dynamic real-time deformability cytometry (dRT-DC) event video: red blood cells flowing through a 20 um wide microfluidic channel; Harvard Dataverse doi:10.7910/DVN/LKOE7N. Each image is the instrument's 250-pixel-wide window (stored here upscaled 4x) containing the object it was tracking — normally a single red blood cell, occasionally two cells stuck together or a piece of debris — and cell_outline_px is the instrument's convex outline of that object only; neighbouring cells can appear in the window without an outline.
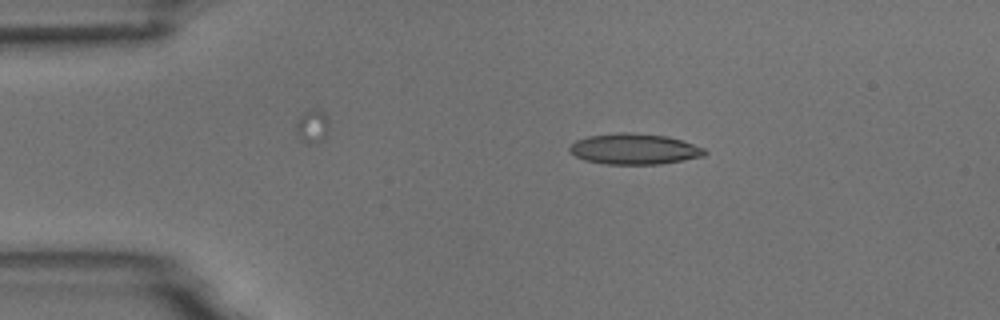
{"species": "common noctule bat (a hibernating species)", "species_latin": "Nyctalus noctula", "temperature_condition": "room temperature", "stored_images_in_passage": 41, "camera_frame_rate_fps": 3000, "um_per_image_px": 0.085, "animal": {"sex": "male", "body_mass_g": 18.8}, "frame": {"image": 1, "passage_image": 1, "time_ms": 0.0, "image_size_px": [1000, 320], "cell_outline_px": [[708, 152], [704, 156], [684, 160], [660, 164], [608, 164], [584, 160], [576, 156], [568, 148], [576, 140], [588, 136], [620, 132], [628, 132], [668, 136], [704, 148]], "centroid_in_image_um": [53.93, 12.66], "position_along_channel_um": 31.1, "area_um2": 24.1}}
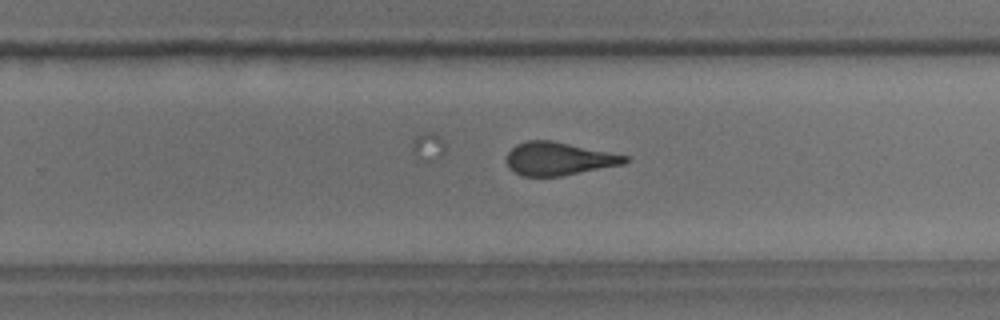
{"frame": {"image": 2, "passage_image": 25, "time_ms": 8.0, "image_size_px": [1000, 320], "cell_outline_px": [[628, 160], [624, 164], [560, 176], [520, 176], [512, 172], [508, 168], [508, 152], [516, 144], [528, 140], [552, 140], [628, 156]], "centroid_in_image_um": [47.45, 13.49], "position_along_channel_um": 282.3, "area_um2": 22.72}}
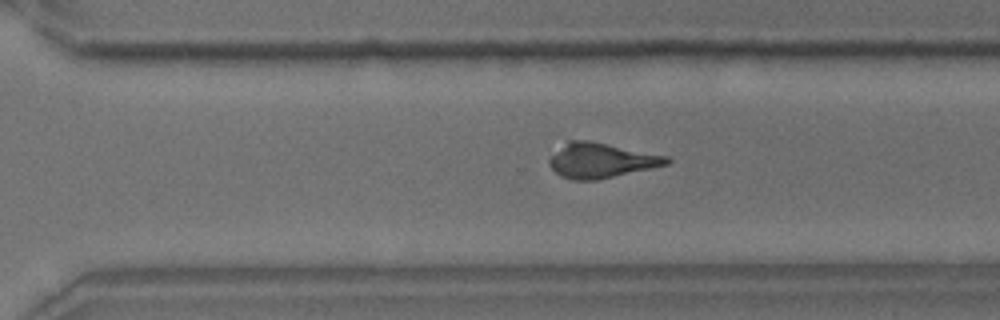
{"frame": {"image": 3, "passage_image": 28, "time_ms": 9.0, "image_size_px": [1000, 320], "cell_outline_px": [[672, 160], [668, 164], [596, 180], [572, 180], [560, 176], [548, 164], [548, 156], [568, 140], [588, 140], [668, 156]], "centroid_in_image_um": [51.04, 13.63], "position_along_channel_um": 319.6, "area_um2": 23.81}, "authors_computed_cell_mechanics": {"area_um2": 23.8136, "velocity_mm_per_s": 3.7305, "shape_relaxation_time_tau1_ms": 5.5336, "shape_relaxation_time_tau2_ms": null, "deformation_change_tau1": 0.1904, "deformation_change_tau2": null}}